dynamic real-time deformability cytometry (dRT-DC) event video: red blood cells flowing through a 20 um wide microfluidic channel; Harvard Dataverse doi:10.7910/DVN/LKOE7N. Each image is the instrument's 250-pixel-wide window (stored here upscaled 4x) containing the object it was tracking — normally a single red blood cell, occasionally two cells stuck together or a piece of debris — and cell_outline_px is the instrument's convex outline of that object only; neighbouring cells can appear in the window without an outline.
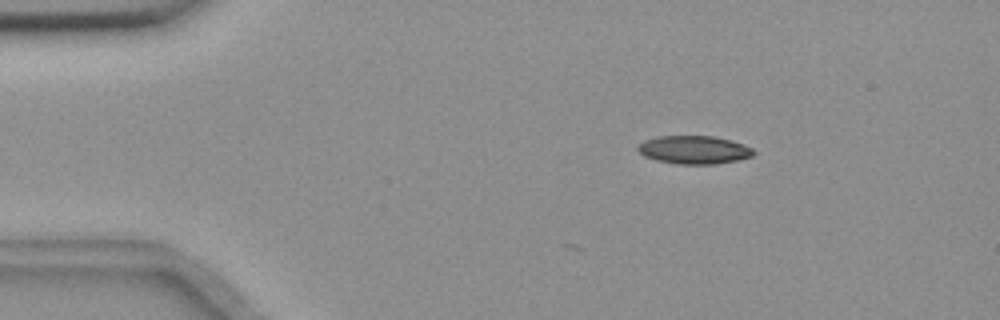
{"species": "common noctule bat (a hibernating species)", "species_latin": "Nyctalus noctula", "temperature_condition": "room temperature", "stored_images_in_passage": 3, "camera_frame_rate_fps": 3000, "um_per_image_px": 0.085, "animal": {"sex": "female", "body_mass_g": 18.4}, "frame": {"image": 1, "passage_image": 3, "time_ms": 0.667, "image_size_px": [1000, 320], "cell_outline_px": [[756, 152], [752, 156], [736, 160], [716, 164], [676, 164], [656, 160], [644, 156], [636, 148], [644, 140], [656, 136], [712, 136], [732, 140], [744, 144], [752, 148]], "centroid_in_image_um": [58.99, 12.73], "position_along_channel_um": 26.0, "area_um2": 19.07}}